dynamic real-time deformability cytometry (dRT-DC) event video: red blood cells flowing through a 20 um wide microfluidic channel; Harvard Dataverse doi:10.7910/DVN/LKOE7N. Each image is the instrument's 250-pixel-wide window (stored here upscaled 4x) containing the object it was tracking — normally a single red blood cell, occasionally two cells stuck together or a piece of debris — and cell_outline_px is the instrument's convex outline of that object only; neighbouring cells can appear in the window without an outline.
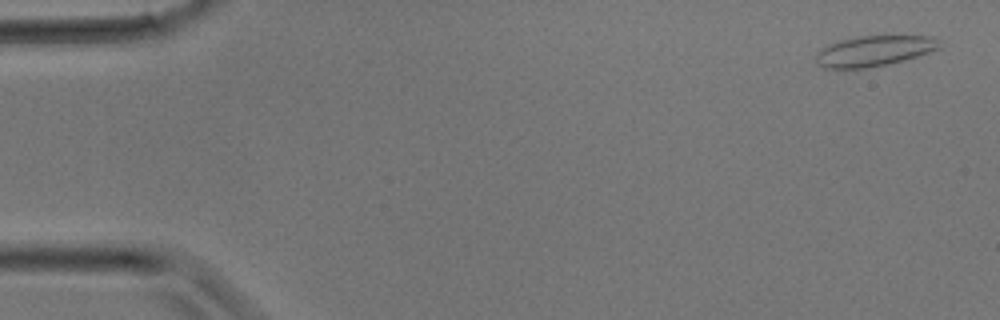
{"species": "common noctule bat (a hibernating species)", "species_latin": "Nyctalus noctula", "temperature_condition": "room temperature", "stored_images_in_passage": 2, "camera_frame_rate_fps": 3000, "um_per_image_px": 0.085, "animal": {"sex": "male", "body_mass_g": 17.9}, "frame": {"image": 1, "passage_image": 1, "time_ms": 0.0, "image_size_px": [1000, 320], "cell_outline_px": [[940, 48], [904, 60], [888, 64], [868, 68], [824, 68], [816, 64], [816, 52], [820, 48], [828, 44], [840, 40], [860, 36], [936, 36]], "centroid_in_image_um": [74.25, 4.33], "position_along_channel_um": 10.8, "area_um2": 21.96}}